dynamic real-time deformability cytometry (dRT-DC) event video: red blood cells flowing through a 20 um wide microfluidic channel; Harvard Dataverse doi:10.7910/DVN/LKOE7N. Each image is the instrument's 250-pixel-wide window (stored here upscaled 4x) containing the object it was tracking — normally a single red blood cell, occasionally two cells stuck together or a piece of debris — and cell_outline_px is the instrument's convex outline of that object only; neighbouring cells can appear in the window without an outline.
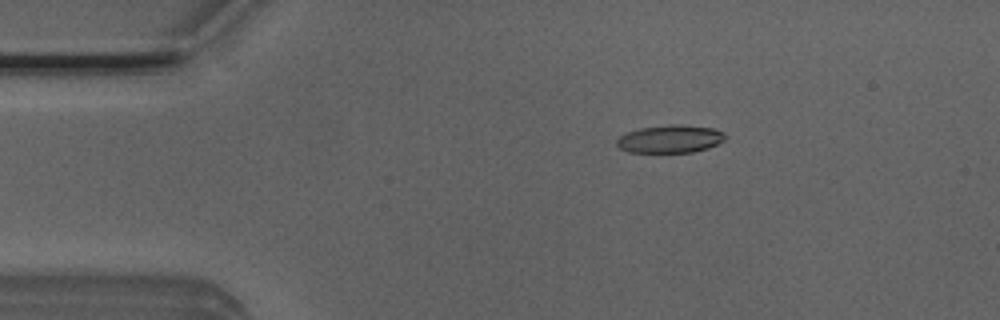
{"species": "Egyptian fruit bat (a non-hibernating species)", "species_latin": "Rousettus aegyptiacus", "temperature_condition": "room temperature", "stored_images_in_passage": 8, "camera_frame_rate_fps": 3000, "um_per_image_px": 0.085, "animal": {"sex": "male"}, "frame": {"image": 1, "passage_image": 3, "time_ms": 0.667, "image_size_px": [1000, 320], "cell_outline_px": [[724, 140], [708, 148], [692, 152], [628, 152], [620, 148], [616, 144], [616, 140], [620, 136], [628, 132], [640, 128], [668, 124], [680, 124], [712, 128], [724, 132]], "centroid_in_image_um": [56.94, 11.8], "position_along_channel_um": 28.1, "area_um2": 17.51}}
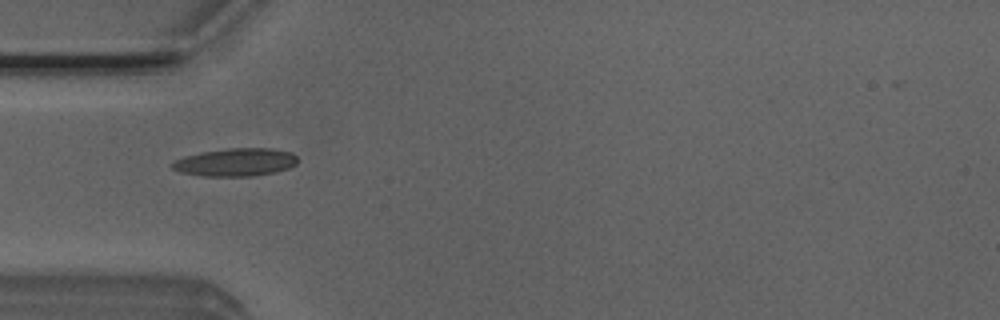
{"frame": {"image": 2, "passage_image": 5, "time_ms": 1.333, "image_size_px": [1000, 320], "cell_outline_px": [[296, 164], [288, 168], [276, 172], [252, 176], [200, 176], [180, 172], [172, 168], [172, 164], [176, 160], [184, 156], [200, 152], [228, 148], [272, 148], [292, 152], [296, 156]], "centroid_in_image_um": [20.03, 13.78], "position_along_channel_um": 65.0, "area_um2": 20.46}}
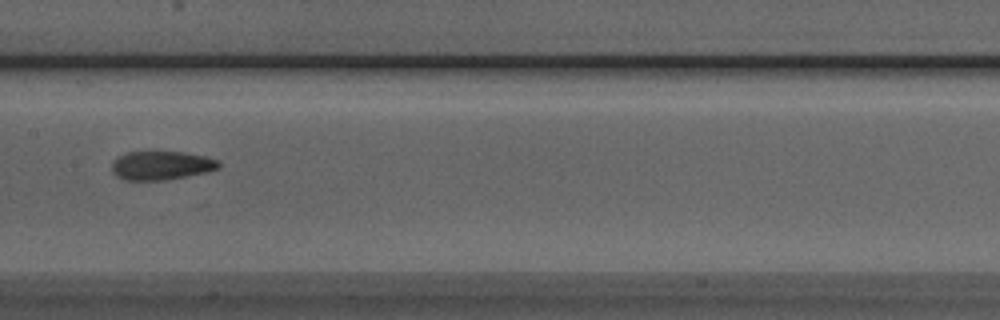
{"frame": {"image": 3, "passage_image": 8, "time_ms": 2.333, "image_size_px": [1000, 320], "cell_outline_px": [[220, 168], [208, 172], [164, 180], [124, 180], [116, 176], [112, 172], [112, 160], [124, 152], [184, 152], [204, 156], [216, 160], [220, 164]], "centroid_in_image_um": [13.67, 14.06], "position_along_channel_um": 193.7, "area_um2": 17.98}}